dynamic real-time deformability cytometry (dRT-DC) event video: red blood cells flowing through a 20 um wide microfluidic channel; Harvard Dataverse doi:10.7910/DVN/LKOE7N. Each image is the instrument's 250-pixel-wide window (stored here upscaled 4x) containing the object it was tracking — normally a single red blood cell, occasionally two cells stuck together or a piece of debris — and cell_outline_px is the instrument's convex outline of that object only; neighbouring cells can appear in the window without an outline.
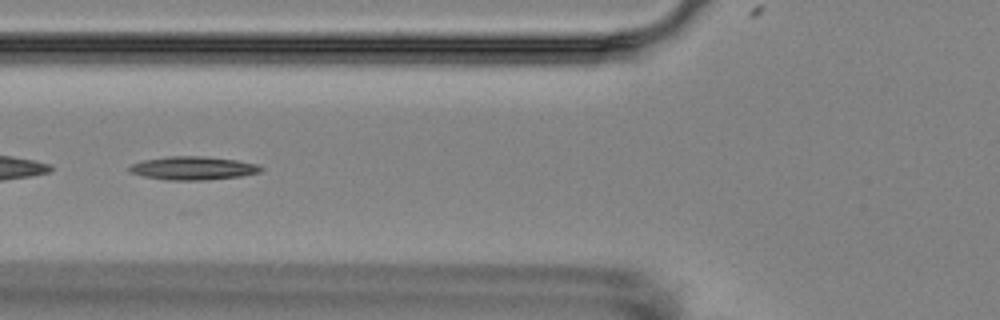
{"species": "Egyptian fruit bat (a non-hibernating species)", "species_latin": "Rousettus aegyptiacus", "temperature_condition": "room temperature", "stored_images_in_passage": 7, "camera_frame_rate_fps": 3000, "um_per_image_px": 0.085, "animal": {"sex": "female"}, "frame": {"image": 1, "passage_image": 5, "time_ms": 6.333, "image_size_px": [1000, 320], "cell_outline_px": [[264, 168], [260, 172], [240, 176], [204, 180], [168, 180], [144, 176], [128, 172], [128, 168], [132, 164], [144, 160], [168, 156], [204, 156], [236, 160], [256, 164]], "centroid_in_image_um": [16.39, 14.29], "position_along_channel_um": 109.4, "area_um2": 17.8}}
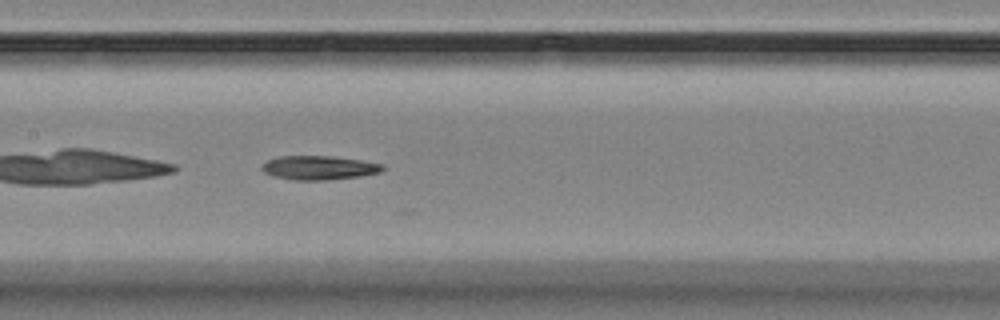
{"frame": {"image": 2, "passage_image": 7, "time_ms": 8.333, "image_size_px": [1000, 320], "cell_outline_px": [[384, 168], [380, 172], [360, 176], [324, 180], [292, 180], [272, 176], [264, 172], [260, 168], [268, 160], [280, 156], [332, 156], [360, 160], [384, 164]], "centroid_in_image_um": [27.1, 14.26], "position_along_channel_um": 180.3, "area_um2": 16.82}}